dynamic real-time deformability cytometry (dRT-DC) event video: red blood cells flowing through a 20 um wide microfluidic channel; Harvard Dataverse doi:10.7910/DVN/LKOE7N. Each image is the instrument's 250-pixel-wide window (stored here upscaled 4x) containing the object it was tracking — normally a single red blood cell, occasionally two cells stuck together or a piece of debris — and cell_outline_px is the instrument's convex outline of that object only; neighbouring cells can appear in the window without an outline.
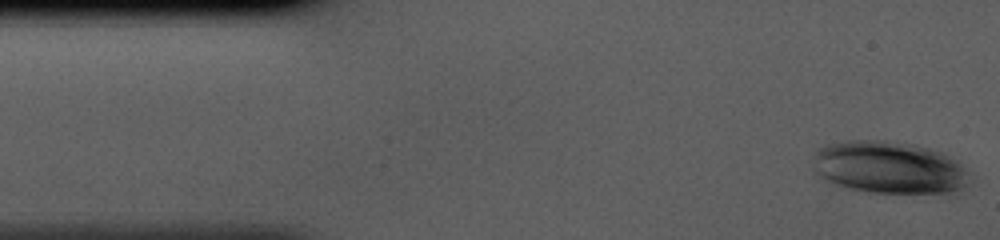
{"species": "human", "species_latin": "Homo sapiens", "temperature_condition": "cold", "stored_images_in_passage": 41, "camera_frame_rate_fps": 3000, "um_per_image_px": 0.085, "donor": {"sex": "male"}, "frame": {"image": 1, "passage_image": 1, "time_ms": 0.0, "image_size_px": [1000, 240], "cell_outline_px": [[968, 172], [964, 184], [952, 196], [868, 192], [832, 184], [820, 180], [816, 176], [816, 152], [820, 148], [828, 144], [848, 140], [888, 140], [912, 144], [928, 148], [940, 152], [960, 160]], "centroid_in_image_um": [75.63, 14.28], "position_along_channel_um": 9.4, "area_um2": 48.78}}
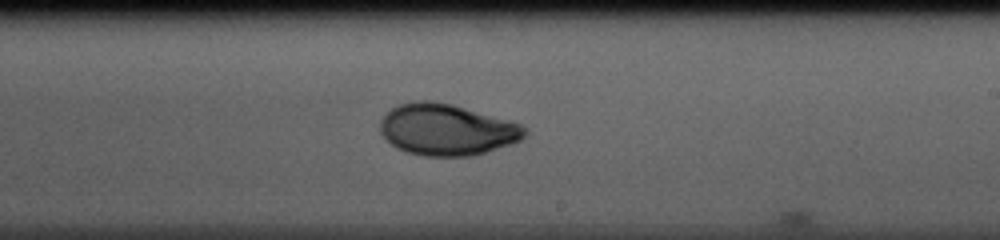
{"frame": {"image": 2, "passage_image": 24, "time_ms": 7.667, "image_size_px": [1000, 240], "cell_outline_px": [[528, 132], [520, 140], [512, 144], [472, 156], [424, 156], [408, 152], [396, 148], [380, 132], [380, 120], [392, 108], [400, 104], [420, 100], [428, 100], [452, 104], [508, 120], [520, 124], [528, 128]], "centroid_in_image_um": [37.99, 11.03], "position_along_channel_um": 251.0, "area_um2": 43.12}}
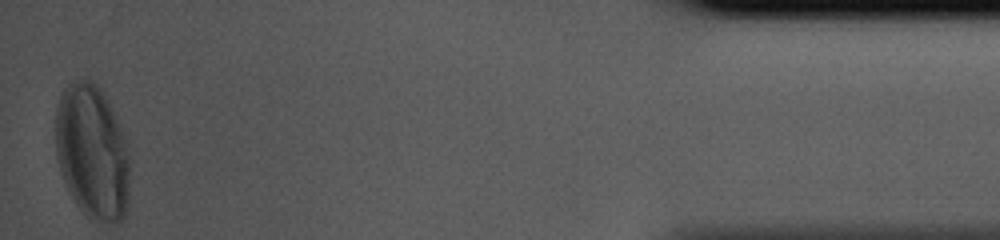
{"frame": {"image": 3, "passage_image": 41, "time_ms": 13.333, "image_size_px": [1000, 240], "cell_outline_px": [[128, 200], [124, 216], [120, 224], [112, 224], [88, 216], [80, 208], [72, 196], [64, 180], [60, 168], [56, 152], [56, 108], [60, 96], [64, 88], [68, 84], [76, 80], [92, 80], [100, 88], [108, 100], [124, 136], [128, 152]], "centroid_in_image_um": [7.84, 12.9], "position_along_channel_um": 427.4, "area_um2": 57.74}}